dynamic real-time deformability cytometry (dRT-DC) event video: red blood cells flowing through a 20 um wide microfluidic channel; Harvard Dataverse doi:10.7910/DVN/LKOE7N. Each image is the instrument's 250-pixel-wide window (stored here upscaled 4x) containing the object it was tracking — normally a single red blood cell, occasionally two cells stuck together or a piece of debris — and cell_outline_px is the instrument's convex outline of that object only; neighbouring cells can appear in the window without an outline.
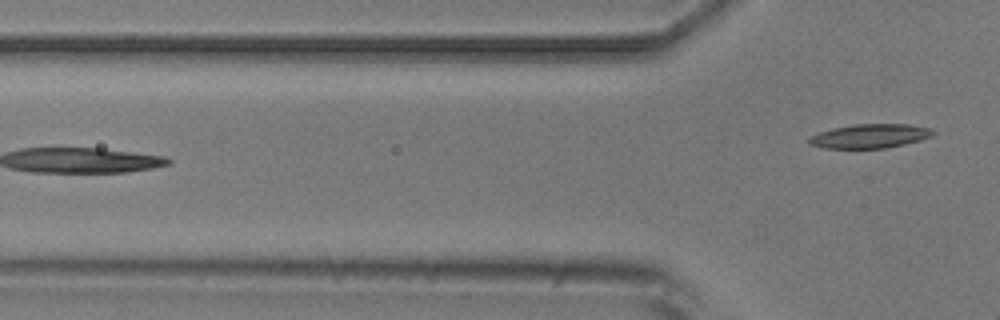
{"species": "common noctule bat (a hibernating species)", "species_latin": "Nyctalus noctula", "temperature_condition": "room temperature", "stored_images_in_passage": 4, "camera_frame_rate_fps": 3000, "um_per_image_px": 0.085, "animal": {"sex": "male", "body_mass_g": 20.5, "forearm_length_mm": 52.5}, "frame": {"image": 1, "passage_image": 4, "time_ms": 3.667, "image_size_px": [1000, 320], "cell_outline_px": [[936, 132], [932, 136], [920, 140], [904, 144], [884, 148], [824, 148], [808, 144], [808, 140], [812, 136], [820, 132], [832, 128], [852, 124], [908, 124], [928, 128]], "centroid_in_image_um": [73.93, 11.56], "position_along_channel_um": 51.9, "area_um2": 17.28}}